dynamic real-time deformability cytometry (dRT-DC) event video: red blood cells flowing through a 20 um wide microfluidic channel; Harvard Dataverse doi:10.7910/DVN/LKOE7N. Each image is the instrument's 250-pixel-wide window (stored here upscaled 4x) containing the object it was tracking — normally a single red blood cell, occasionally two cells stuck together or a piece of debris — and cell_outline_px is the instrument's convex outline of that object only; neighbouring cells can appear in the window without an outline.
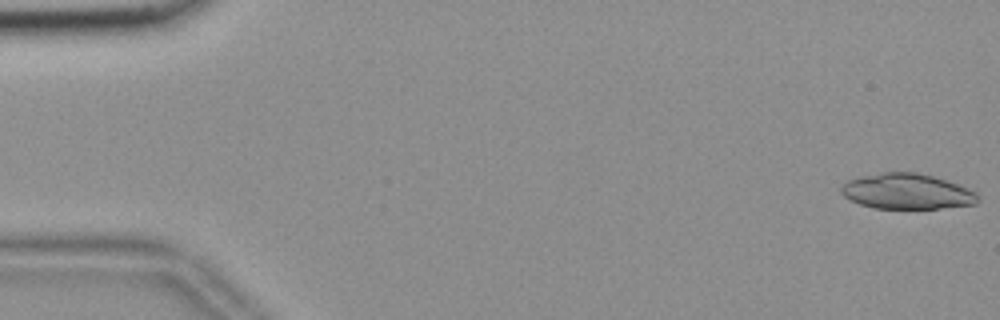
{"species": "common noctule bat (a hibernating species)", "species_latin": "Nyctalus noctula", "temperature_condition": "room temperature", "stored_images_in_passage": 10, "camera_frame_rate_fps": 3000, "um_per_image_px": 0.085, "animal": {"sex": "female", "body_mass_g": 18.4}, "frame": {"image": 1, "passage_image": 1, "time_ms": 0.0, "image_size_px": [1000, 320], "cell_outline_px": [[980, 200], [976, 204], [940, 208], [872, 208], [848, 200], [840, 192], [840, 188], [848, 180], [860, 176], [884, 172], [916, 172], [932, 176], [968, 188], [976, 192]], "centroid_in_image_um": [77.06, 16.27], "position_along_channel_um": 7.9, "area_um2": 28.21}}